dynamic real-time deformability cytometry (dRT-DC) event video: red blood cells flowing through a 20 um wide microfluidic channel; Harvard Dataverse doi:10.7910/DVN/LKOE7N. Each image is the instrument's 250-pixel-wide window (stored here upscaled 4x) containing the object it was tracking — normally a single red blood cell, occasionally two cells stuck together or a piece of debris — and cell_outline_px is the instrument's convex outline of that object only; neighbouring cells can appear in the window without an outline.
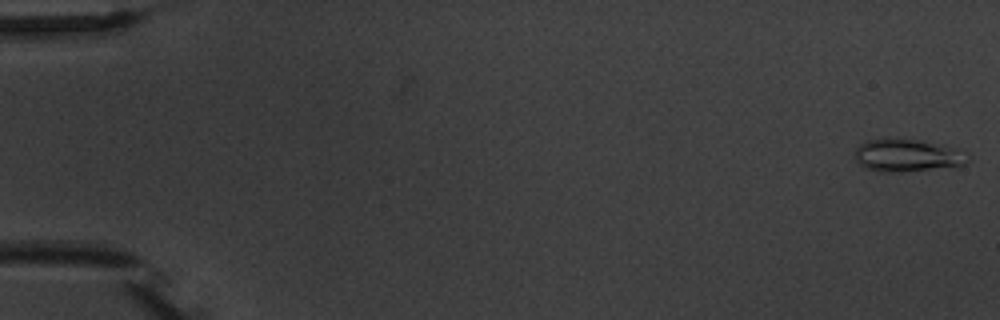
{"species": "common noctule bat (a hibernating species)", "species_latin": "Nyctalus noctula", "temperature_condition": "warm", "stored_images_in_passage": 6, "camera_frame_rate_fps": 3000, "um_per_image_px": 0.085, "animal": {"sex": "male", "body_mass_g": 20.1, "forearm_length_mm": 53.5}, "frame": {"image": 1, "passage_image": 1, "time_ms": 0.0, "image_size_px": [1000, 320], "cell_outline_px": [[968, 160], [964, 164], [900, 172], [880, 172], [864, 168], [856, 160], [856, 148], [860, 144], [868, 140], [884, 136], [916, 140], [940, 144], [956, 148], [968, 152]], "centroid_in_image_um": [77.07, 13.18], "position_along_channel_um": 7.9, "area_um2": 21.56}}
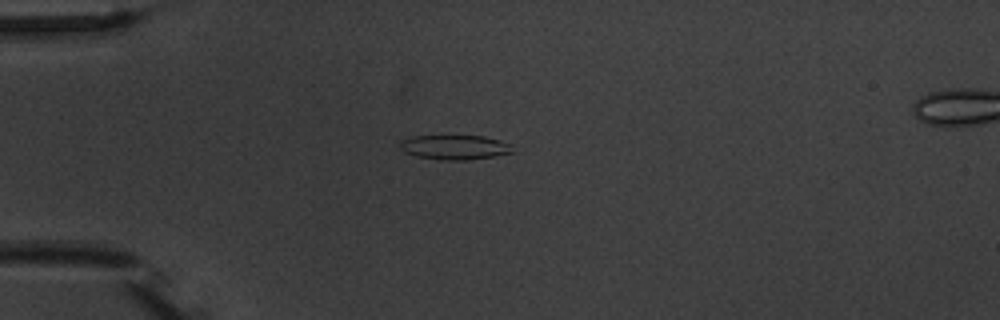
{"frame": {"image": 2, "passage_image": 5, "time_ms": 4.667, "image_size_px": [1000, 320], "cell_outline_px": [[516, 152], [468, 160], [440, 160], [416, 156], [404, 152], [400, 148], [400, 140], [412, 136], [484, 136], [500, 140], [512, 144]], "centroid_in_image_um": [38.68, 12.52], "position_along_channel_um": 46.3, "area_um2": 16.3}}